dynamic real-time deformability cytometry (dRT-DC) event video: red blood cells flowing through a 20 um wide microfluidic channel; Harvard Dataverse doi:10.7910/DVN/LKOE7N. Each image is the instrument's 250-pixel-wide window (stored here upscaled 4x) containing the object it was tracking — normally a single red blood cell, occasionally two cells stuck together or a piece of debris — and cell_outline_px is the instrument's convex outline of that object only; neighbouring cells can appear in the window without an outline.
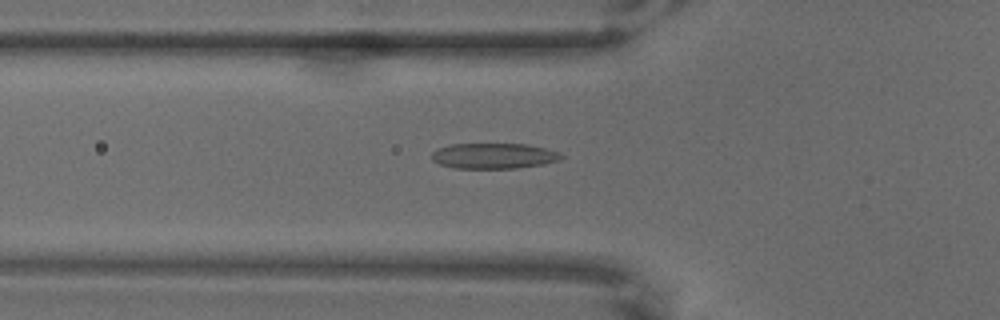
{"species": "common noctule bat (a hibernating species)", "species_latin": "Nyctalus noctula", "temperature_condition": "warm", "stored_images_in_passage": 64, "camera_frame_rate_fps": 3000, "um_per_image_px": 0.085, "animal": {"sex": "male", "body_mass_g": 18.8}, "frame": {"image": 1, "passage_image": 23, "time_ms": 7.333, "image_size_px": [1000, 320], "cell_outline_px": [[564, 156], [560, 160], [544, 164], [520, 168], [452, 168], [440, 164], [432, 160], [432, 152], [436, 148], [452, 144], [528, 144], [560, 152]], "centroid_in_image_um": [41.98, 13.25], "position_along_channel_um": 83.8, "area_um2": 19.42}}
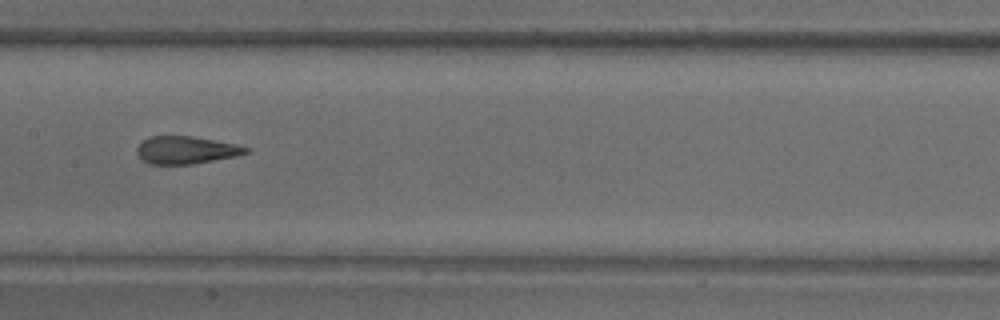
{"frame": {"image": 2, "passage_image": 33, "time_ms": 10.667, "image_size_px": [1000, 320], "cell_outline_px": [[252, 148], [248, 152], [236, 156], [192, 164], [148, 164], [136, 152], [136, 148], [148, 136], [192, 136], [236, 144]], "centroid_in_image_um": [15.83, 12.75], "position_along_channel_um": 191.6, "area_um2": 17.46}}
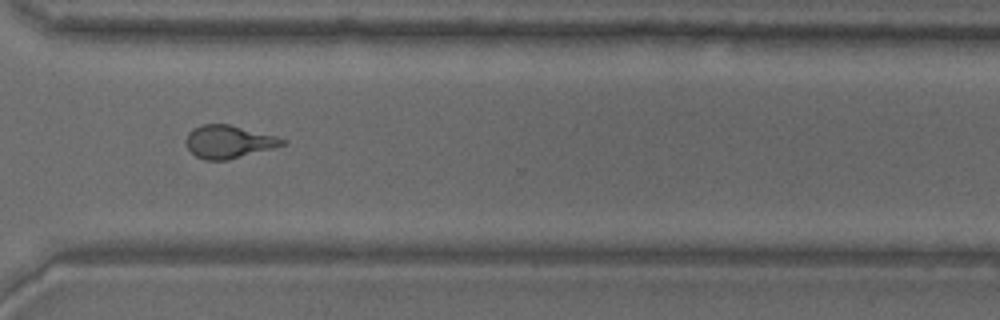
{"frame": {"image": 3, "passage_image": 48, "time_ms": 15.667, "image_size_px": [1000, 320], "cell_outline_px": [[288, 140], [284, 144], [272, 148], [228, 160], [204, 160], [196, 156], [184, 144], [184, 140], [188, 132], [192, 128], [200, 124], [232, 124], [276, 136]], "centroid_in_image_um": [19.39, 12.03], "position_along_channel_um": 351.2, "area_um2": 18.67}}